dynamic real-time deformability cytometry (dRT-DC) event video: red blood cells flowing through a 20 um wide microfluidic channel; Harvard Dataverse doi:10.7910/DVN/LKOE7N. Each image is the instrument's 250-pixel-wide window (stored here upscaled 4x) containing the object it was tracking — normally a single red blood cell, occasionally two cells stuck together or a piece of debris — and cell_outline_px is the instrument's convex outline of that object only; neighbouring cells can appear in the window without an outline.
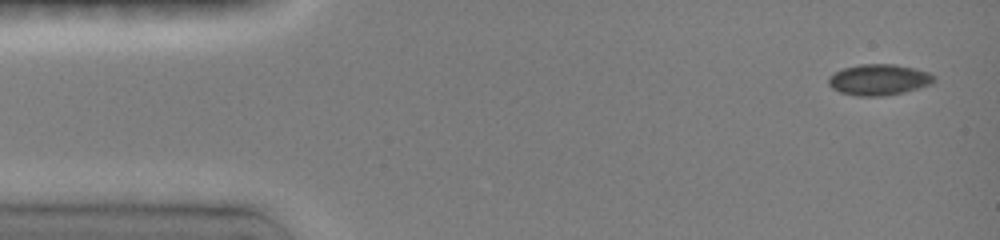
{"species": "common noctule bat (a hibernating species)", "species_latin": "Nyctalus noctula", "temperature_condition": "room temperature", "stored_images_in_passage": 45, "camera_frame_rate_fps": 3000, "um_per_image_px": 0.085, "animal": {"sex": "female", "body_mass_g": 19.0, "forearm_length_mm": 51.5}, "frame": {"image": 1, "passage_image": 2, "time_ms": 0.333, "image_size_px": [1000, 240], "cell_outline_px": [[936, 80], [932, 84], [920, 88], [904, 92], [884, 96], [856, 96], [840, 92], [832, 88], [828, 84], [828, 76], [844, 68], [860, 64], [896, 64], [916, 68], [928, 72], [936, 76]], "centroid_in_image_um": [74.74, 6.77], "position_along_channel_um": 10.3, "area_um2": 19.31}}
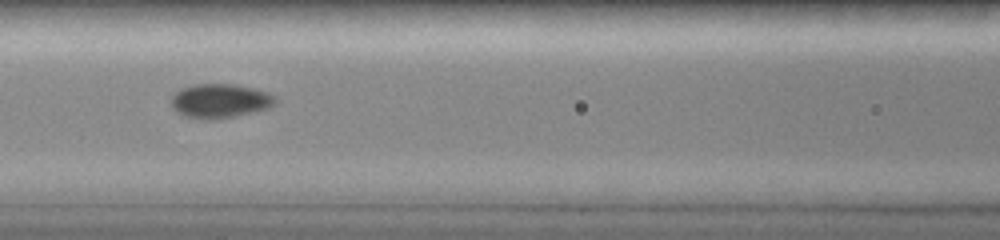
{"frame": {"image": 2, "passage_image": 19, "time_ms": 6.333, "image_size_px": [1000, 240], "cell_outline_px": [[276, 104], [268, 108], [236, 116], [216, 120], [204, 120], [184, 116], [172, 108], [172, 96], [176, 92], [184, 88], [196, 84], [228, 84], [252, 88], [264, 92], [272, 96], [276, 100]], "centroid_in_image_um": [18.67, 8.6], "position_along_channel_um": 147.9, "area_um2": 20.46}}
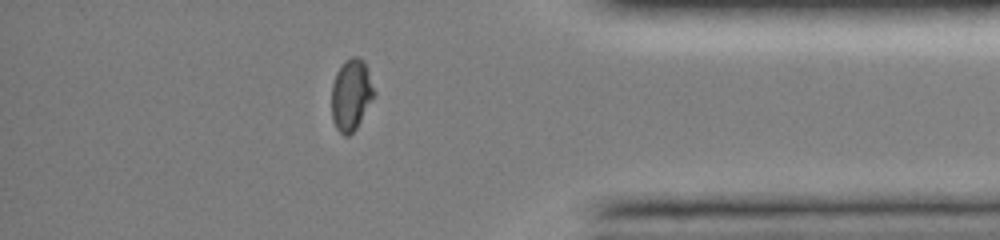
{"frame": {"image": 3, "passage_image": 38, "time_ms": 13.0, "image_size_px": [1000, 240], "cell_outline_px": [[376, 92], [356, 128], [348, 136], [344, 136], [336, 128], [332, 120], [332, 84], [336, 72], [344, 60], [352, 56], [356, 56], [364, 60]], "centroid_in_image_um": [29.84, 8.03], "position_along_channel_um": 405.4, "area_um2": 17.69}}